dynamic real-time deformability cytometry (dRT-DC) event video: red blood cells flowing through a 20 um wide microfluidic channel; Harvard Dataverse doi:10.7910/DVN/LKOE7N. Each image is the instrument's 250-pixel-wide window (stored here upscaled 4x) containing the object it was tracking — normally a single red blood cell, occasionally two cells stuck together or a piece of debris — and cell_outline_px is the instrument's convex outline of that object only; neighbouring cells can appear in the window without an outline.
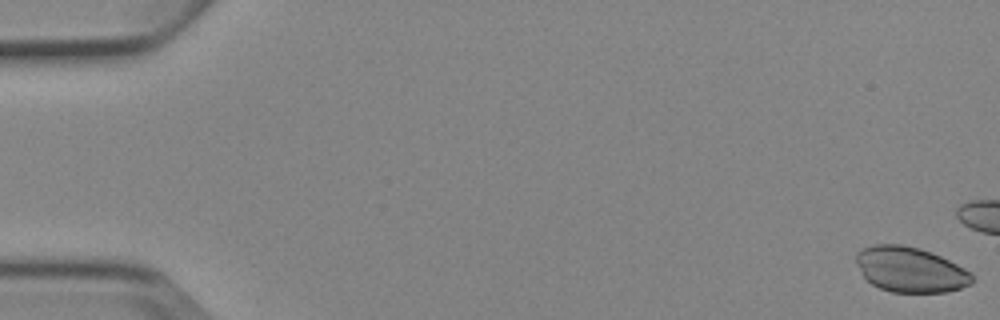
{"species": "Egyptian fruit bat (a non-hibernating species)", "species_latin": "Rousettus aegyptiacus", "temperature_condition": "cold", "stored_images_in_passage": 6, "camera_frame_rate_fps": 3000, "um_per_image_px": 0.085, "animal": {"sex": "female"}, "frame": {"image": 1, "passage_image": 1, "time_ms": 0.0, "image_size_px": [1000, 320], "cell_outline_px": [[972, 284], [948, 292], [892, 292], [880, 288], [872, 284], [864, 276], [856, 264], [856, 252], [864, 248], [876, 244], [904, 244], [920, 248], [932, 252], [964, 268], [972, 276]], "centroid_in_image_um": [77.36, 22.91], "position_along_channel_um": 7.6, "area_um2": 30.46}}